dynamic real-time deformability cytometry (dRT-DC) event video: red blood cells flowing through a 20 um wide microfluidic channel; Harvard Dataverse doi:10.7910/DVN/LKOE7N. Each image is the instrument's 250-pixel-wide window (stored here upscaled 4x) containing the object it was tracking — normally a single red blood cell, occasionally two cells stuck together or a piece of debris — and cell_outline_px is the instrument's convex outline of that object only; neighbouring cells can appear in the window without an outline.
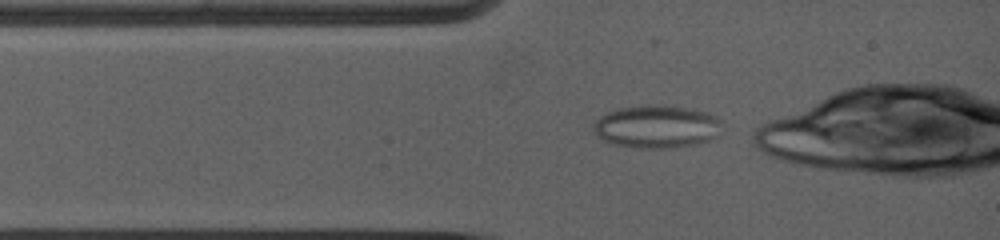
{"species": "common noctule bat (a hibernating species)", "species_latin": "Nyctalus noctula", "temperature_condition": "warm", "stored_images_in_passage": 5, "camera_frame_rate_fps": 5000, "um_per_image_px": 0.085, "animal": {"sex": "female", "body_mass_g": 19.0, "forearm_length_mm": 53.3}, "frame": {"image": 1, "passage_image": 1, "time_ms": 0.0, "image_size_px": [1000, 240], "cell_outline_px": [[720, 136], [696, 144], [664, 148], [640, 148], [616, 144], [604, 140], [596, 136], [596, 120], [600, 116], [608, 112], [620, 108], [644, 104], [664, 104], [692, 108], [708, 112], [716, 116], [720, 120]], "centroid_in_image_um": [55.88, 10.73], "position_along_channel_um": 29.1, "area_um2": 32.19}}